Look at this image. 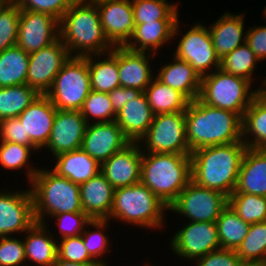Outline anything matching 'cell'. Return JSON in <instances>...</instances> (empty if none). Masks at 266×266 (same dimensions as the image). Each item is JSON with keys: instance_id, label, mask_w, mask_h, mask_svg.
Masks as SVG:
<instances>
[{"instance_id": "6da1fadb", "label": "cell", "mask_w": 266, "mask_h": 266, "mask_svg": "<svg viewBox=\"0 0 266 266\" xmlns=\"http://www.w3.org/2000/svg\"><path fill=\"white\" fill-rule=\"evenodd\" d=\"M246 149L243 141L196 149L190 154L192 181L229 197L236 189Z\"/></svg>"}, {"instance_id": "7a4b0ae2", "label": "cell", "mask_w": 266, "mask_h": 266, "mask_svg": "<svg viewBox=\"0 0 266 266\" xmlns=\"http://www.w3.org/2000/svg\"><path fill=\"white\" fill-rule=\"evenodd\" d=\"M243 118L231 111L214 108L198 98L188 103L185 125L190 152L196 149L242 141Z\"/></svg>"}, {"instance_id": "3957f363", "label": "cell", "mask_w": 266, "mask_h": 266, "mask_svg": "<svg viewBox=\"0 0 266 266\" xmlns=\"http://www.w3.org/2000/svg\"><path fill=\"white\" fill-rule=\"evenodd\" d=\"M59 26L60 39L71 57L105 54L114 48L101 26L95 3L76 0L59 21Z\"/></svg>"}, {"instance_id": "277c9868", "label": "cell", "mask_w": 266, "mask_h": 266, "mask_svg": "<svg viewBox=\"0 0 266 266\" xmlns=\"http://www.w3.org/2000/svg\"><path fill=\"white\" fill-rule=\"evenodd\" d=\"M192 180L190 154L143 153L141 180L169 207Z\"/></svg>"}, {"instance_id": "5b68a950", "label": "cell", "mask_w": 266, "mask_h": 266, "mask_svg": "<svg viewBox=\"0 0 266 266\" xmlns=\"http://www.w3.org/2000/svg\"><path fill=\"white\" fill-rule=\"evenodd\" d=\"M30 190L33 198L36 222L46 223L45 216L60 213L83 212L79 185L66 177L59 176L52 169H39Z\"/></svg>"}, {"instance_id": "8992f818", "label": "cell", "mask_w": 266, "mask_h": 266, "mask_svg": "<svg viewBox=\"0 0 266 266\" xmlns=\"http://www.w3.org/2000/svg\"><path fill=\"white\" fill-rule=\"evenodd\" d=\"M168 207L144 184L114 189L110 220H120L127 225L159 230L164 227V211Z\"/></svg>"}, {"instance_id": "52a82bcc", "label": "cell", "mask_w": 266, "mask_h": 266, "mask_svg": "<svg viewBox=\"0 0 266 266\" xmlns=\"http://www.w3.org/2000/svg\"><path fill=\"white\" fill-rule=\"evenodd\" d=\"M245 78L223 72L220 68L201 79L198 99L204 104L239 114L242 118L258 89L251 90Z\"/></svg>"}, {"instance_id": "ba28073f", "label": "cell", "mask_w": 266, "mask_h": 266, "mask_svg": "<svg viewBox=\"0 0 266 266\" xmlns=\"http://www.w3.org/2000/svg\"><path fill=\"white\" fill-rule=\"evenodd\" d=\"M90 91L88 56L70 57L45 95L56 109L80 111Z\"/></svg>"}, {"instance_id": "9c48e42d", "label": "cell", "mask_w": 266, "mask_h": 266, "mask_svg": "<svg viewBox=\"0 0 266 266\" xmlns=\"http://www.w3.org/2000/svg\"><path fill=\"white\" fill-rule=\"evenodd\" d=\"M139 143L142 153L191 154L186 135L185 111L156 114Z\"/></svg>"}, {"instance_id": "30bf717a", "label": "cell", "mask_w": 266, "mask_h": 266, "mask_svg": "<svg viewBox=\"0 0 266 266\" xmlns=\"http://www.w3.org/2000/svg\"><path fill=\"white\" fill-rule=\"evenodd\" d=\"M228 205V197L217 190L208 189L190 181L168 210L192 222H216Z\"/></svg>"}, {"instance_id": "8fae6325", "label": "cell", "mask_w": 266, "mask_h": 266, "mask_svg": "<svg viewBox=\"0 0 266 266\" xmlns=\"http://www.w3.org/2000/svg\"><path fill=\"white\" fill-rule=\"evenodd\" d=\"M180 38L174 55L187 61L201 78L212 73L213 67L214 71L220 68L208 26L196 22Z\"/></svg>"}, {"instance_id": "7c38bea8", "label": "cell", "mask_w": 266, "mask_h": 266, "mask_svg": "<svg viewBox=\"0 0 266 266\" xmlns=\"http://www.w3.org/2000/svg\"><path fill=\"white\" fill-rule=\"evenodd\" d=\"M169 246L182 258L198 260L207 253L221 248L216 222H192L172 235Z\"/></svg>"}, {"instance_id": "4fadbf2b", "label": "cell", "mask_w": 266, "mask_h": 266, "mask_svg": "<svg viewBox=\"0 0 266 266\" xmlns=\"http://www.w3.org/2000/svg\"><path fill=\"white\" fill-rule=\"evenodd\" d=\"M70 57L68 48L60 38L51 45L29 54L27 85L40 95H45Z\"/></svg>"}, {"instance_id": "5bb4252c", "label": "cell", "mask_w": 266, "mask_h": 266, "mask_svg": "<svg viewBox=\"0 0 266 266\" xmlns=\"http://www.w3.org/2000/svg\"><path fill=\"white\" fill-rule=\"evenodd\" d=\"M60 38L59 20L47 13L20 10L16 45L28 54L45 48Z\"/></svg>"}, {"instance_id": "9a60e30c", "label": "cell", "mask_w": 266, "mask_h": 266, "mask_svg": "<svg viewBox=\"0 0 266 266\" xmlns=\"http://www.w3.org/2000/svg\"><path fill=\"white\" fill-rule=\"evenodd\" d=\"M36 222L31 190L0 192V237L26 232Z\"/></svg>"}, {"instance_id": "2e32d148", "label": "cell", "mask_w": 266, "mask_h": 266, "mask_svg": "<svg viewBox=\"0 0 266 266\" xmlns=\"http://www.w3.org/2000/svg\"><path fill=\"white\" fill-rule=\"evenodd\" d=\"M142 154L140 143L130 142L103 162L100 172L114 189L140 183Z\"/></svg>"}, {"instance_id": "e0dca14e", "label": "cell", "mask_w": 266, "mask_h": 266, "mask_svg": "<svg viewBox=\"0 0 266 266\" xmlns=\"http://www.w3.org/2000/svg\"><path fill=\"white\" fill-rule=\"evenodd\" d=\"M95 4L109 42L113 46H125L135 29L131 0H109Z\"/></svg>"}, {"instance_id": "ac0fdd59", "label": "cell", "mask_w": 266, "mask_h": 266, "mask_svg": "<svg viewBox=\"0 0 266 266\" xmlns=\"http://www.w3.org/2000/svg\"><path fill=\"white\" fill-rule=\"evenodd\" d=\"M88 123L80 111L57 109L51 135L45 148L53 157L82 147Z\"/></svg>"}, {"instance_id": "d6986e66", "label": "cell", "mask_w": 266, "mask_h": 266, "mask_svg": "<svg viewBox=\"0 0 266 266\" xmlns=\"http://www.w3.org/2000/svg\"><path fill=\"white\" fill-rule=\"evenodd\" d=\"M129 143L116 121L91 122L87 125L81 148L101 165Z\"/></svg>"}, {"instance_id": "ffe728a7", "label": "cell", "mask_w": 266, "mask_h": 266, "mask_svg": "<svg viewBox=\"0 0 266 266\" xmlns=\"http://www.w3.org/2000/svg\"><path fill=\"white\" fill-rule=\"evenodd\" d=\"M57 109L46 95H39L17 118L25 129V137L40 150L49 141Z\"/></svg>"}, {"instance_id": "44dd1931", "label": "cell", "mask_w": 266, "mask_h": 266, "mask_svg": "<svg viewBox=\"0 0 266 266\" xmlns=\"http://www.w3.org/2000/svg\"><path fill=\"white\" fill-rule=\"evenodd\" d=\"M180 21L156 20L135 25L131 39L125 47L132 51L150 52L155 55L157 50L179 35ZM178 32V33H177ZM168 41V42H167Z\"/></svg>"}, {"instance_id": "7402d4cb", "label": "cell", "mask_w": 266, "mask_h": 266, "mask_svg": "<svg viewBox=\"0 0 266 266\" xmlns=\"http://www.w3.org/2000/svg\"><path fill=\"white\" fill-rule=\"evenodd\" d=\"M154 54L138 52L118 46V71L120 86L140 90L142 92L154 79L150 66V58Z\"/></svg>"}, {"instance_id": "603a6c76", "label": "cell", "mask_w": 266, "mask_h": 266, "mask_svg": "<svg viewBox=\"0 0 266 266\" xmlns=\"http://www.w3.org/2000/svg\"><path fill=\"white\" fill-rule=\"evenodd\" d=\"M83 212L91 219H109L113 206L114 188L99 172L79 185Z\"/></svg>"}, {"instance_id": "cb8c5ba5", "label": "cell", "mask_w": 266, "mask_h": 266, "mask_svg": "<svg viewBox=\"0 0 266 266\" xmlns=\"http://www.w3.org/2000/svg\"><path fill=\"white\" fill-rule=\"evenodd\" d=\"M154 116L143 92L137 98H130V101L116 114L115 121L130 142L139 143L146 135Z\"/></svg>"}, {"instance_id": "d4e9b609", "label": "cell", "mask_w": 266, "mask_h": 266, "mask_svg": "<svg viewBox=\"0 0 266 266\" xmlns=\"http://www.w3.org/2000/svg\"><path fill=\"white\" fill-rule=\"evenodd\" d=\"M235 191L266 197V149H246Z\"/></svg>"}, {"instance_id": "484cf974", "label": "cell", "mask_w": 266, "mask_h": 266, "mask_svg": "<svg viewBox=\"0 0 266 266\" xmlns=\"http://www.w3.org/2000/svg\"><path fill=\"white\" fill-rule=\"evenodd\" d=\"M244 12L232 14L225 12L211 26L208 24L215 52L219 59L246 42L244 34Z\"/></svg>"}, {"instance_id": "4316f807", "label": "cell", "mask_w": 266, "mask_h": 266, "mask_svg": "<svg viewBox=\"0 0 266 266\" xmlns=\"http://www.w3.org/2000/svg\"><path fill=\"white\" fill-rule=\"evenodd\" d=\"M173 56L172 62L165 63L155 76L164 84L181 92L189 101L197 99L202 78L187 61Z\"/></svg>"}, {"instance_id": "83f0119b", "label": "cell", "mask_w": 266, "mask_h": 266, "mask_svg": "<svg viewBox=\"0 0 266 266\" xmlns=\"http://www.w3.org/2000/svg\"><path fill=\"white\" fill-rule=\"evenodd\" d=\"M47 228L46 223L35 222L25 232L27 236L23 243L26 264L34 262L37 266H52L56 262L58 240Z\"/></svg>"}, {"instance_id": "f1b7e54d", "label": "cell", "mask_w": 266, "mask_h": 266, "mask_svg": "<svg viewBox=\"0 0 266 266\" xmlns=\"http://www.w3.org/2000/svg\"><path fill=\"white\" fill-rule=\"evenodd\" d=\"M54 159L56 165L52 168L53 171L78 185L88 181L101 170V165L82 148L61 153Z\"/></svg>"}, {"instance_id": "f546056e", "label": "cell", "mask_w": 266, "mask_h": 266, "mask_svg": "<svg viewBox=\"0 0 266 266\" xmlns=\"http://www.w3.org/2000/svg\"><path fill=\"white\" fill-rule=\"evenodd\" d=\"M104 56L107 57L102 60ZM88 69L91 90L109 93L119 87L118 46H114L110 52L105 54L89 55Z\"/></svg>"}, {"instance_id": "4dcf8cb0", "label": "cell", "mask_w": 266, "mask_h": 266, "mask_svg": "<svg viewBox=\"0 0 266 266\" xmlns=\"http://www.w3.org/2000/svg\"><path fill=\"white\" fill-rule=\"evenodd\" d=\"M242 141L247 148L266 149V98L259 93L244 113Z\"/></svg>"}, {"instance_id": "1f68e13d", "label": "cell", "mask_w": 266, "mask_h": 266, "mask_svg": "<svg viewBox=\"0 0 266 266\" xmlns=\"http://www.w3.org/2000/svg\"><path fill=\"white\" fill-rule=\"evenodd\" d=\"M154 77L144 91L153 113L156 115L185 111L190 101L181 92Z\"/></svg>"}, {"instance_id": "d6a6232c", "label": "cell", "mask_w": 266, "mask_h": 266, "mask_svg": "<svg viewBox=\"0 0 266 266\" xmlns=\"http://www.w3.org/2000/svg\"><path fill=\"white\" fill-rule=\"evenodd\" d=\"M29 54L15 45L0 52V88L27 84Z\"/></svg>"}, {"instance_id": "836d02e7", "label": "cell", "mask_w": 266, "mask_h": 266, "mask_svg": "<svg viewBox=\"0 0 266 266\" xmlns=\"http://www.w3.org/2000/svg\"><path fill=\"white\" fill-rule=\"evenodd\" d=\"M221 248L237 250L247 236L250 224L244 222L228 204L216 221Z\"/></svg>"}, {"instance_id": "e575fe53", "label": "cell", "mask_w": 266, "mask_h": 266, "mask_svg": "<svg viewBox=\"0 0 266 266\" xmlns=\"http://www.w3.org/2000/svg\"><path fill=\"white\" fill-rule=\"evenodd\" d=\"M40 94L27 84L0 88V121L18 117Z\"/></svg>"}, {"instance_id": "d590c367", "label": "cell", "mask_w": 266, "mask_h": 266, "mask_svg": "<svg viewBox=\"0 0 266 266\" xmlns=\"http://www.w3.org/2000/svg\"><path fill=\"white\" fill-rule=\"evenodd\" d=\"M135 25L156 20H178V3L167 0H131Z\"/></svg>"}, {"instance_id": "8d00e7d4", "label": "cell", "mask_w": 266, "mask_h": 266, "mask_svg": "<svg viewBox=\"0 0 266 266\" xmlns=\"http://www.w3.org/2000/svg\"><path fill=\"white\" fill-rule=\"evenodd\" d=\"M258 61L255 53L245 42L220 59V69L225 73L245 78L254 83L252 76Z\"/></svg>"}, {"instance_id": "74e56055", "label": "cell", "mask_w": 266, "mask_h": 266, "mask_svg": "<svg viewBox=\"0 0 266 266\" xmlns=\"http://www.w3.org/2000/svg\"><path fill=\"white\" fill-rule=\"evenodd\" d=\"M236 252L242 263H266V221L250 224Z\"/></svg>"}, {"instance_id": "f35d334b", "label": "cell", "mask_w": 266, "mask_h": 266, "mask_svg": "<svg viewBox=\"0 0 266 266\" xmlns=\"http://www.w3.org/2000/svg\"><path fill=\"white\" fill-rule=\"evenodd\" d=\"M228 204L248 224L266 221V197L234 191Z\"/></svg>"}, {"instance_id": "ab89813d", "label": "cell", "mask_w": 266, "mask_h": 266, "mask_svg": "<svg viewBox=\"0 0 266 266\" xmlns=\"http://www.w3.org/2000/svg\"><path fill=\"white\" fill-rule=\"evenodd\" d=\"M33 151L30 147L17 144L13 142H1L0 143V165L3 169L7 170H18L26 168L27 165V179L30 183L34 178L35 174L38 172L39 168L34 165H30L29 158ZM32 166V167H31ZM37 168V169H36Z\"/></svg>"}, {"instance_id": "60d3db41", "label": "cell", "mask_w": 266, "mask_h": 266, "mask_svg": "<svg viewBox=\"0 0 266 266\" xmlns=\"http://www.w3.org/2000/svg\"><path fill=\"white\" fill-rule=\"evenodd\" d=\"M109 219H92L89 222V225L93 227L94 230L88 231L85 227V230L81 234L83 238L84 245L86 249L88 250L89 256L99 265V266H108L105 262V260L99 259L106 252L110 251L108 250L110 245L108 237L103 232L107 225L109 224Z\"/></svg>"}, {"instance_id": "b9f144b4", "label": "cell", "mask_w": 266, "mask_h": 266, "mask_svg": "<svg viewBox=\"0 0 266 266\" xmlns=\"http://www.w3.org/2000/svg\"><path fill=\"white\" fill-rule=\"evenodd\" d=\"M20 9L12 0L0 2V52L16 45Z\"/></svg>"}, {"instance_id": "7bdbcfd3", "label": "cell", "mask_w": 266, "mask_h": 266, "mask_svg": "<svg viewBox=\"0 0 266 266\" xmlns=\"http://www.w3.org/2000/svg\"><path fill=\"white\" fill-rule=\"evenodd\" d=\"M82 116L86 122L90 124V120L97 123L115 121L116 114L108 93L97 92L91 90L84 100L83 106L80 109ZM91 116L93 119H91Z\"/></svg>"}, {"instance_id": "ee69618b", "label": "cell", "mask_w": 266, "mask_h": 266, "mask_svg": "<svg viewBox=\"0 0 266 266\" xmlns=\"http://www.w3.org/2000/svg\"><path fill=\"white\" fill-rule=\"evenodd\" d=\"M20 10L47 13L58 19L69 10L76 0H12Z\"/></svg>"}, {"instance_id": "f6af8a7d", "label": "cell", "mask_w": 266, "mask_h": 266, "mask_svg": "<svg viewBox=\"0 0 266 266\" xmlns=\"http://www.w3.org/2000/svg\"><path fill=\"white\" fill-rule=\"evenodd\" d=\"M51 217L56 219L61 239L81 235L92 220L85 212L60 213Z\"/></svg>"}, {"instance_id": "bcb514c9", "label": "cell", "mask_w": 266, "mask_h": 266, "mask_svg": "<svg viewBox=\"0 0 266 266\" xmlns=\"http://www.w3.org/2000/svg\"><path fill=\"white\" fill-rule=\"evenodd\" d=\"M57 259L75 263H96L88 254L81 235L60 239Z\"/></svg>"}, {"instance_id": "7dc6e473", "label": "cell", "mask_w": 266, "mask_h": 266, "mask_svg": "<svg viewBox=\"0 0 266 266\" xmlns=\"http://www.w3.org/2000/svg\"><path fill=\"white\" fill-rule=\"evenodd\" d=\"M25 262L23 239L0 237V266H28Z\"/></svg>"}, {"instance_id": "c3c4849f", "label": "cell", "mask_w": 266, "mask_h": 266, "mask_svg": "<svg viewBox=\"0 0 266 266\" xmlns=\"http://www.w3.org/2000/svg\"><path fill=\"white\" fill-rule=\"evenodd\" d=\"M0 140L1 142H13L30 147L34 152L39 149L25 137V129L17 117L8 118L0 121Z\"/></svg>"}, {"instance_id": "681fc988", "label": "cell", "mask_w": 266, "mask_h": 266, "mask_svg": "<svg viewBox=\"0 0 266 266\" xmlns=\"http://www.w3.org/2000/svg\"><path fill=\"white\" fill-rule=\"evenodd\" d=\"M197 262V264H196ZM196 266H241L236 250L219 248L196 260Z\"/></svg>"}, {"instance_id": "f907efd6", "label": "cell", "mask_w": 266, "mask_h": 266, "mask_svg": "<svg viewBox=\"0 0 266 266\" xmlns=\"http://www.w3.org/2000/svg\"><path fill=\"white\" fill-rule=\"evenodd\" d=\"M246 43L260 61L266 59V25L254 26L245 30Z\"/></svg>"}, {"instance_id": "816d5d0a", "label": "cell", "mask_w": 266, "mask_h": 266, "mask_svg": "<svg viewBox=\"0 0 266 266\" xmlns=\"http://www.w3.org/2000/svg\"><path fill=\"white\" fill-rule=\"evenodd\" d=\"M143 92L137 89L119 86L109 92V98L112 103L115 114L122 110L123 106L130 101V98H137Z\"/></svg>"}, {"instance_id": "f5cc1de1", "label": "cell", "mask_w": 266, "mask_h": 266, "mask_svg": "<svg viewBox=\"0 0 266 266\" xmlns=\"http://www.w3.org/2000/svg\"><path fill=\"white\" fill-rule=\"evenodd\" d=\"M52 266H99L97 263H75L62 259H56V262Z\"/></svg>"}, {"instance_id": "db71d44e", "label": "cell", "mask_w": 266, "mask_h": 266, "mask_svg": "<svg viewBox=\"0 0 266 266\" xmlns=\"http://www.w3.org/2000/svg\"><path fill=\"white\" fill-rule=\"evenodd\" d=\"M257 89H258V93H259L262 97L266 98V78H265V80L262 81L261 86H260V87L258 86Z\"/></svg>"}, {"instance_id": "11a10c76", "label": "cell", "mask_w": 266, "mask_h": 266, "mask_svg": "<svg viewBox=\"0 0 266 266\" xmlns=\"http://www.w3.org/2000/svg\"><path fill=\"white\" fill-rule=\"evenodd\" d=\"M241 266H266V263H242Z\"/></svg>"}, {"instance_id": "9f6ffc18", "label": "cell", "mask_w": 266, "mask_h": 266, "mask_svg": "<svg viewBox=\"0 0 266 266\" xmlns=\"http://www.w3.org/2000/svg\"><path fill=\"white\" fill-rule=\"evenodd\" d=\"M88 3H99V2H102V1H109V0H84Z\"/></svg>"}, {"instance_id": "6f0895ef", "label": "cell", "mask_w": 266, "mask_h": 266, "mask_svg": "<svg viewBox=\"0 0 266 266\" xmlns=\"http://www.w3.org/2000/svg\"><path fill=\"white\" fill-rule=\"evenodd\" d=\"M263 12H264V14H263L264 15V18L266 19V7H265V9H264Z\"/></svg>"}]
</instances>
